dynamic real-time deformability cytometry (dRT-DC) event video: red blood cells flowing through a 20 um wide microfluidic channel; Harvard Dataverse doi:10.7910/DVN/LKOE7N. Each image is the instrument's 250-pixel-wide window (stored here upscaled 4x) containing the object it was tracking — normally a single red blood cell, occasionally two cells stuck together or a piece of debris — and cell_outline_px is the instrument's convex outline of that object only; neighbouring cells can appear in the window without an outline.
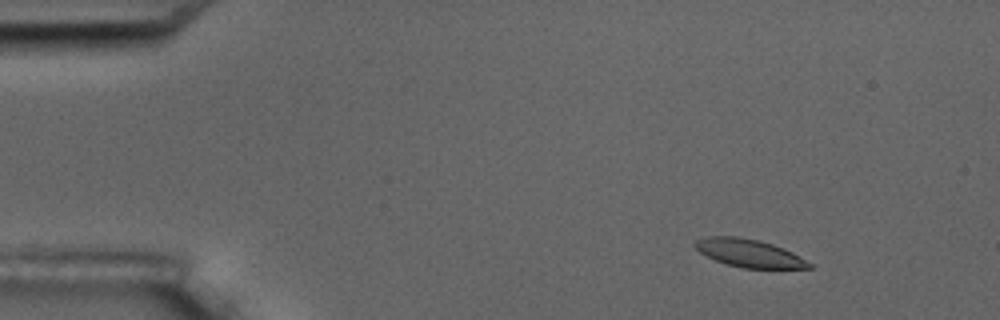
{"species": "common noctule bat (a hibernating species)", "species_latin": "Nyctalus noctula", "temperature_condition": "room temperature", "stored_images_in_passage": 6, "camera_frame_rate_fps": 3000, "um_per_image_px": 0.085, "animal": {"sex": "male", "body_mass_g": 17.5, "forearm_length_mm": 52.3}, "frame": {"image": 1, "passage_image": 2, "time_ms": 2.0, "image_size_px": [1000, 320], "cell_outline_px": [[812, 268], [744, 268], [728, 264], [716, 260], [700, 252], [692, 244], [696, 240], [708, 236], [736, 236], [760, 240], [784, 248], [800, 256], [812, 264]], "centroid_in_image_um": [63.68, 21.5], "position_along_channel_um": 21.3, "area_um2": 18.44}}
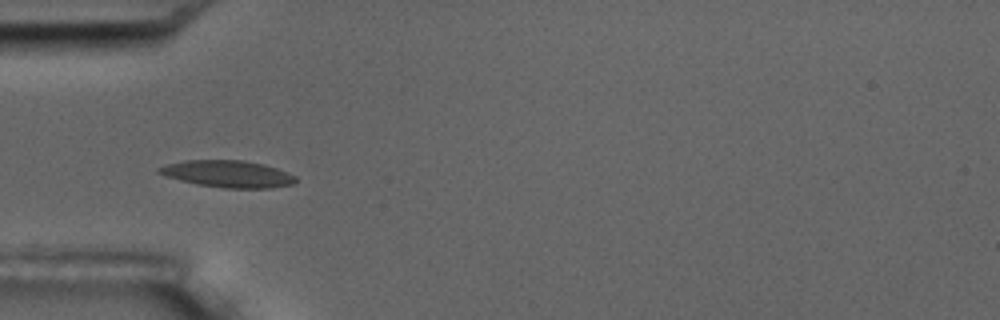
{"frame": {"image": 2, "passage_image": 5, "time_ms": 5.667, "image_size_px": [1000, 320], "cell_outline_px": [[296, 180], [292, 184], [272, 188], [224, 188], [196, 184], [180, 180], [156, 172], [156, 168], [168, 164], [184, 160], [244, 160], [264, 164], [288, 172], [296, 176]], "centroid_in_image_um": [19.37, 14.78], "position_along_channel_um": 65.6, "area_um2": 21.44}}